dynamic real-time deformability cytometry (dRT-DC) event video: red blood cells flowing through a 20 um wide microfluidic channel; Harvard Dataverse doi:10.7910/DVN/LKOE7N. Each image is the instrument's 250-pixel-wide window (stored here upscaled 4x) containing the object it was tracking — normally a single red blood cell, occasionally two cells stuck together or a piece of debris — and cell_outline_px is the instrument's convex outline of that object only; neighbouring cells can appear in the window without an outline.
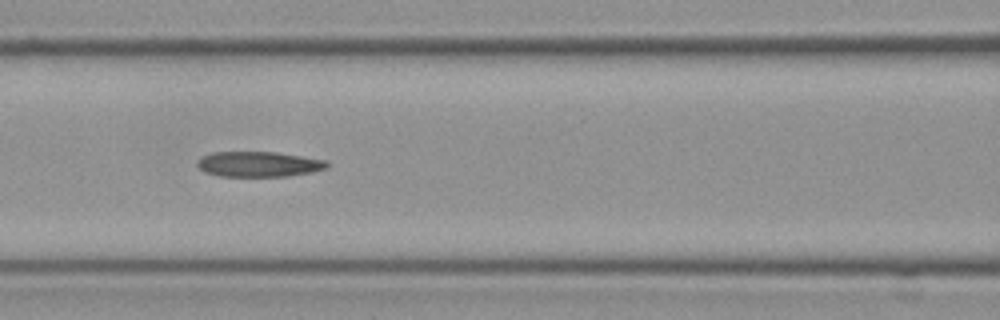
{"species": "Egyptian fruit bat (a non-hibernating species)", "species_latin": "Rousettus aegyptiacus", "temperature_condition": "cold", "stored_images_in_passage": 9, "segment_of_instrument_passage": [1, 2], "camera_frame_rate_fps": 3000, "um_per_image_px": 0.085, "frame": {"image": 1, "passage_image": 7, "time_ms": 2.0, "image_size_px": [1000, 320], "cell_outline_px": [[328, 168], [312, 172], [288, 176], [220, 176], [204, 172], [196, 164], [196, 160], [200, 156], [212, 152], [276, 152], [324, 160], [328, 164]], "centroid_in_image_um": [21.93, 13.95], "position_along_channel_um": 144.7, "area_um2": 19.13}}
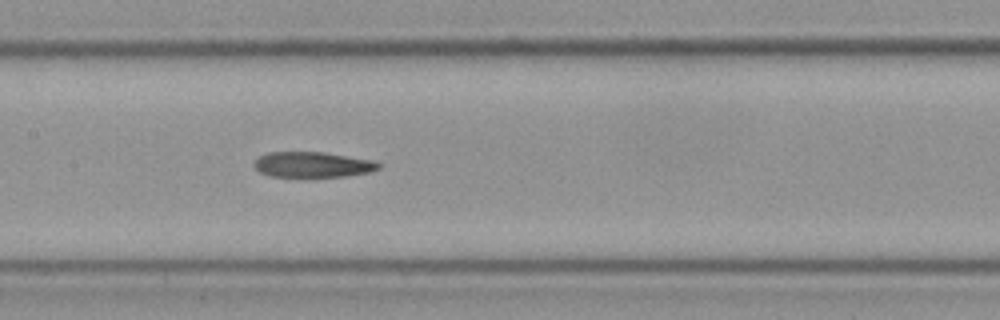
{"frame": {"image": 2, "passage_image": 8, "time_ms": 2.333, "image_size_px": [1000, 320], "cell_outline_px": [[384, 164], [380, 168], [368, 172], [348, 176], [272, 176], [260, 172], [252, 164], [260, 156], [268, 152], [324, 152], [376, 160]], "centroid_in_image_um": [26.64, 13.98], "position_along_channel_um": 180.8, "area_um2": 18.5}}